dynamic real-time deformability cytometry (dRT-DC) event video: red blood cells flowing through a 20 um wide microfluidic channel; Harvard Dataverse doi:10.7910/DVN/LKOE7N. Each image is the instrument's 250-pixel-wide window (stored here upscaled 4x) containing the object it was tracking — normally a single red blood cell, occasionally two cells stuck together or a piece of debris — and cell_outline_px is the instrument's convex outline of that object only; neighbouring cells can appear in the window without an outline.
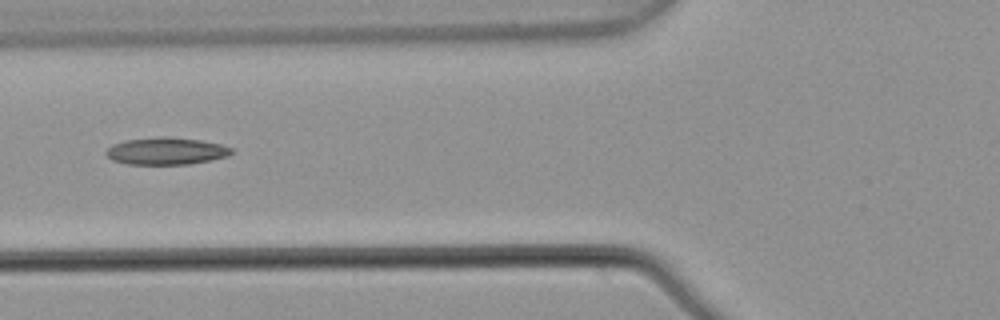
{"species": "common noctule bat (a hibernating species)", "species_latin": "Nyctalus noctula", "temperature_condition": "warm", "stored_images_in_passage": 3, "camera_frame_rate_fps": 3000, "um_per_image_px": 0.085, "animal": {"sex": "male", "body_mass_g": 21.5, "forearm_length_mm": 52.0}, "frame": {"image": 1, "passage_image": 3, "time_ms": 0.667, "image_size_px": [1000, 320], "cell_outline_px": [[236, 152], [228, 156], [212, 160], [188, 164], [128, 164], [112, 160], [104, 152], [112, 144], [124, 140], [156, 136], [168, 136], [200, 140], [220, 144], [236, 148]], "centroid_in_image_um": [14.17, 12.83], "position_along_channel_um": 111.6, "area_um2": 20.23}}